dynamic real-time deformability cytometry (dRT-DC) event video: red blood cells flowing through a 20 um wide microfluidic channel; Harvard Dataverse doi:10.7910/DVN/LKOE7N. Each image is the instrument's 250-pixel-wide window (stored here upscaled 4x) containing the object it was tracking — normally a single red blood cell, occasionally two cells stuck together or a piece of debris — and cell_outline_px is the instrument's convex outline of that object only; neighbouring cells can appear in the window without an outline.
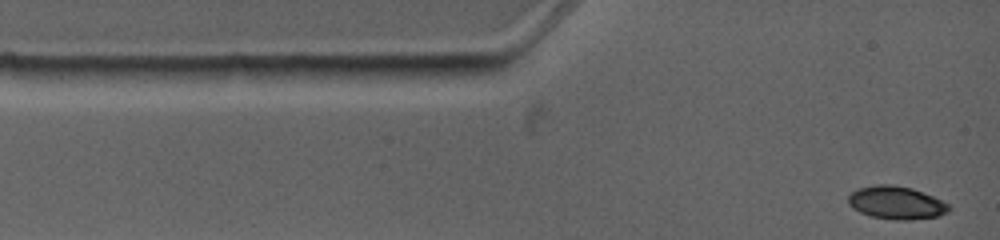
{"species": "common noctule bat (a hibernating species)", "species_latin": "Nyctalus noctula", "temperature_condition": "warm", "stored_images_in_passage": 9, "segment_of_instrument_passage": [1, 2], "camera_frame_rate_fps": 4500, "um_per_image_px": 0.085, "animal": {"sex": "female", "body_mass_g": 19.0, "forearm_length_mm": 53.3}, "frame": {"image": 1, "passage_image": 1, "time_ms": 0.0, "image_size_px": [1000, 240], "cell_outline_px": [[952, 208], [948, 212], [936, 216], [912, 220], [896, 220], [872, 216], [860, 212], [852, 208], [848, 204], [848, 196], [852, 192], [860, 188], [876, 184], [892, 184], [912, 188], [932, 196], [948, 204]], "centroid_in_image_um": [76.17, 17.23], "position_along_channel_um": 8.8, "area_um2": 19.25}}
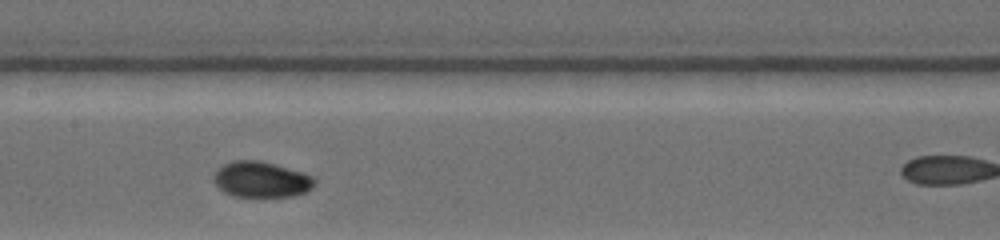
{"frame": {"image": 2, "passage_image": 7, "time_ms": 5.556, "image_size_px": [1000, 240], "cell_outline_px": [[316, 184], [312, 188], [304, 192], [292, 196], [232, 196], [224, 192], [212, 180], [216, 172], [224, 164], [232, 160], [260, 160], [288, 168], [312, 176], [316, 180]], "centroid_in_image_um": [22.2, 15.25], "position_along_channel_um": 185.2, "area_um2": 20.81}}
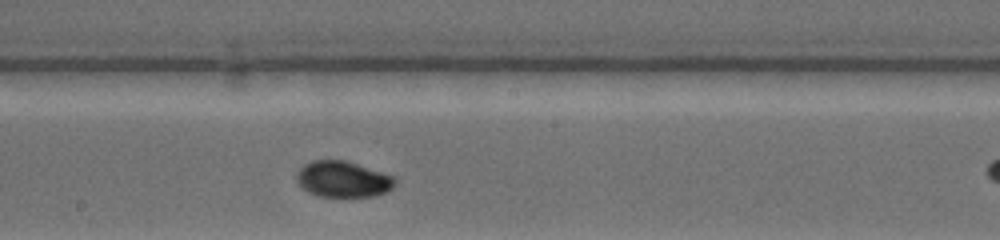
{"frame": {"image": 3, "passage_image": 8, "time_ms": 6.444, "image_size_px": [1000, 240], "cell_outline_px": [[396, 184], [388, 192], [376, 196], [348, 200], [316, 196], [308, 192], [296, 180], [296, 172], [304, 164], [312, 160], [344, 160], [392, 176], [396, 180]], "centroid_in_image_um": [29.15, 15.3], "position_along_channel_um": 219.1, "area_um2": 21.39}}